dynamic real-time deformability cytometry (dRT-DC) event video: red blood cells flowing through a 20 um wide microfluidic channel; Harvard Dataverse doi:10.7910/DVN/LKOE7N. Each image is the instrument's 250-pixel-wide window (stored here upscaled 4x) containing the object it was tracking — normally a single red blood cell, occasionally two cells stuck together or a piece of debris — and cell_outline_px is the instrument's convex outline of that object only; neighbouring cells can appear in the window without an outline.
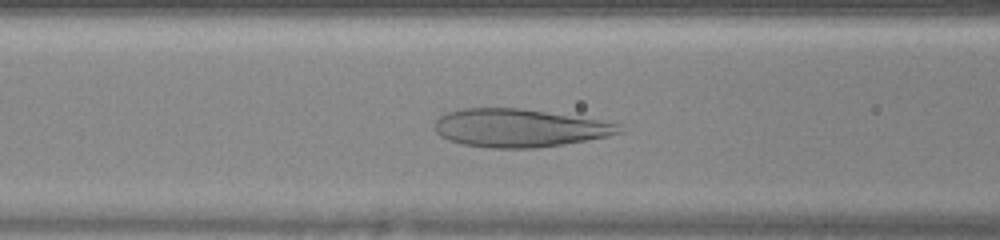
{"species": "human", "species_latin": "Homo sapiens", "temperature_condition": "warm", "stored_images_in_passage": 43, "camera_frame_rate_fps": 3000, "um_per_image_px": 0.085, "donor": {"sex": "female"}, "frame": {"image": 1, "passage_image": 15, "time_ms": 4.667, "image_size_px": [1000, 240], "cell_outline_px": [[624, 132], [608, 136], [564, 144], [536, 148], [492, 148], [464, 144], [448, 140], [440, 136], [436, 132], [436, 120], [444, 112], [460, 108], [520, 108], [596, 120], [620, 124]], "centroid_in_image_um": [44.1, 10.88], "position_along_channel_um": 122.5, "area_um2": 40.69}}
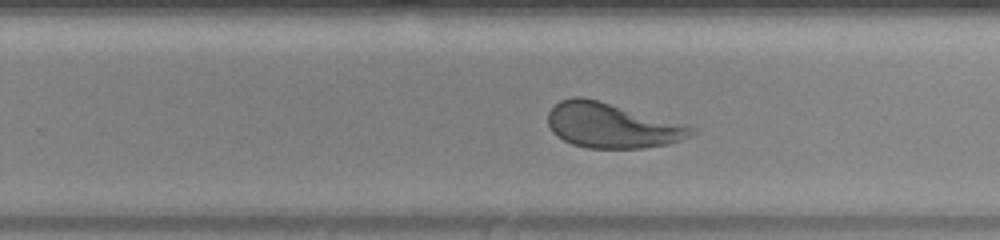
{"frame": {"image": 2, "passage_image": 26, "time_ms": 8.333, "image_size_px": [1000, 240], "cell_outline_px": [[696, 132], [692, 136], [668, 144], [644, 148], [588, 148], [572, 144], [556, 136], [552, 132], [548, 124], [548, 112], [560, 100], [572, 96], [580, 96], [596, 100], [688, 124], [696, 128]], "centroid_in_image_um": [52.03, 10.67], "position_along_channel_um": 277.8, "area_um2": 37.69}}
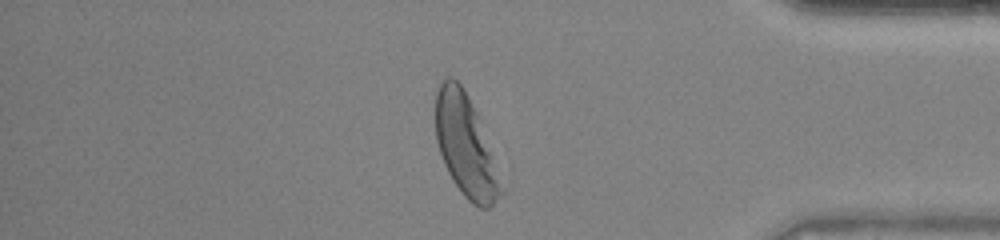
{"frame": {"image": 3, "passage_image": 36, "time_ms": 11.667, "image_size_px": [1000, 240], "cell_outline_px": [[504, 192], [488, 208], [480, 208], [472, 204], [464, 196], [452, 180], [444, 164], [436, 140], [436, 92], [440, 80], [448, 76], [452, 76], [460, 84], [476, 112]], "centroid_in_image_um": [39.53, 12.39], "position_along_channel_um": 395.7, "area_um2": 37.74}}